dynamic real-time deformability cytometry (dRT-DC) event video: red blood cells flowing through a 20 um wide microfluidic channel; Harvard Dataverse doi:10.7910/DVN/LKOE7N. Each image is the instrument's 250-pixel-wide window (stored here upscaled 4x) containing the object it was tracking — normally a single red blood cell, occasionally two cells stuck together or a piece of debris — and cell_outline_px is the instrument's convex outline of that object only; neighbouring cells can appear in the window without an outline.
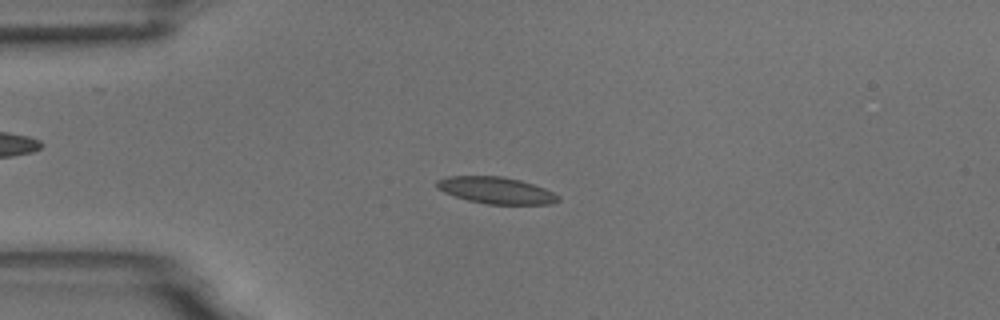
{"species": "common noctule bat (a hibernating species)", "species_latin": "Nyctalus noctula", "temperature_condition": "room temperature", "stored_images_in_passage": 4, "camera_frame_rate_fps": 3000, "um_per_image_px": 0.085, "animal": {"sex": "male", "body_mass_g": 18.8}, "frame": {"image": 1, "passage_image": 3, "time_ms": 2.667, "image_size_px": [1000, 320], "cell_outline_px": [[560, 200], [552, 204], [488, 204], [468, 200], [444, 192], [436, 188], [436, 180], [448, 176], [504, 176], [520, 180], [544, 188], [560, 196]], "centroid_in_image_um": [42.16, 16.17], "position_along_channel_um": 42.8, "area_um2": 18.84}}